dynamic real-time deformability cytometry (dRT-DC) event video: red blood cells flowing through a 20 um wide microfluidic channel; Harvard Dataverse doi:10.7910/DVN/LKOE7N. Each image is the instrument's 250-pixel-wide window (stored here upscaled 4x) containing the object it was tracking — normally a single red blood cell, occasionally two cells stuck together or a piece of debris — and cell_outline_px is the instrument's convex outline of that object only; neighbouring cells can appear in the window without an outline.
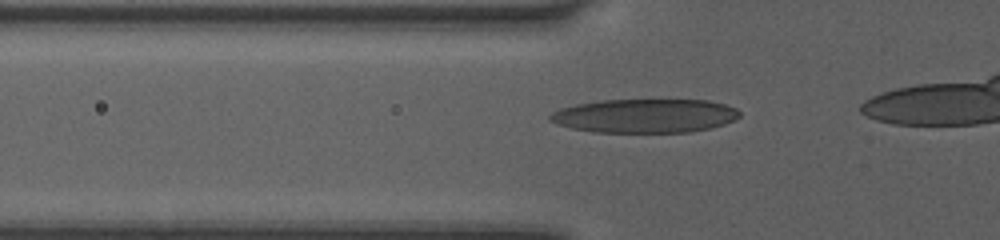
{"species": "human", "species_latin": "Homo sapiens", "temperature_condition": "room temperature", "stored_images_in_passage": 18, "camera_frame_rate_fps": 3000, "um_per_image_px": 0.085, "donor": {"sex": "female"}, "frame": {"image": 1, "passage_image": 12, "time_ms": 3.667, "image_size_px": [1000, 240], "cell_outline_px": [[740, 116], [724, 124], [712, 128], [688, 132], [592, 132], [572, 128], [556, 124], [548, 120], [548, 116], [552, 112], [560, 108], [576, 104], [600, 100], [708, 100], [724, 104], [736, 108], [740, 112]], "centroid_in_image_um": [54.78, 9.84], "position_along_channel_um": 71.0, "area_um2": 37.51}}
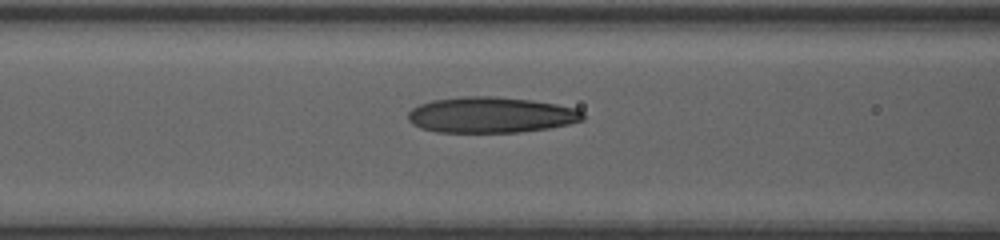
{"frame": {"image": 2, "passage_image": 16, "time_ms": 5.0, "image_size_px": [1000, 240], "cell_outline_px": [[584, 120], [568, 124], [548, 128], [520, 132], [436, 132], [420, 128], [412, 124], [408, 120], [408, 112], [412, 108], [420, 104], [432, 100], [460, 96], [492, 96], [532, 100], [556, 104], [576, 108], [584, 112]], "centroid_in_image_um": [41.72, 9.76], "position_along_channel_um": 124.9, "area_um2": 36.7}}